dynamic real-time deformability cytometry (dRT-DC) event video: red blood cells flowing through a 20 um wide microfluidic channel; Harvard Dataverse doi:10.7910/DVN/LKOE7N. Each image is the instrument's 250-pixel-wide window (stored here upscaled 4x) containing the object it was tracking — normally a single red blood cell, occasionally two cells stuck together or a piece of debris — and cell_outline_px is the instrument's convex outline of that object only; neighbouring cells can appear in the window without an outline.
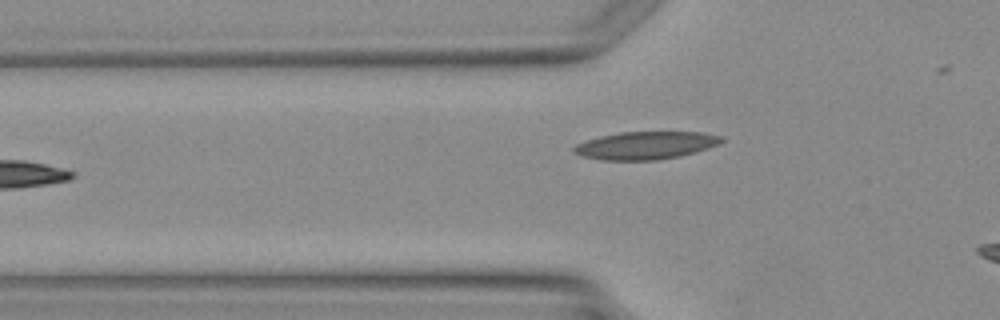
{"species": "Egyptian fruit bat (a non-hibernating species)", "species_latin": "Rousettus aegyptiacus", "temperature_condition": "warm", "stored_images_in_passage": 3, "camera_frame_rate_fps": 3000, "um_per_image_px": 0.085, "animal": {"sex": "female"}, "frame": {"image": 1, "passage_image": 3, "time_ms": 2.333, "image_size_px": [1000, 320], "cell_outline_px": [[724, 140], [708, 148], [680, 156], [656, 160], [600, 160], [580, 156], [572, 152], [572, 148], [576, 144], [600, 136], [620, 132], [700, 132], [720, 136]], "centroid_in_image_um": [54.81, 12.36], "position_along_channel_um": 71.0, "area_um2": 23.76}}